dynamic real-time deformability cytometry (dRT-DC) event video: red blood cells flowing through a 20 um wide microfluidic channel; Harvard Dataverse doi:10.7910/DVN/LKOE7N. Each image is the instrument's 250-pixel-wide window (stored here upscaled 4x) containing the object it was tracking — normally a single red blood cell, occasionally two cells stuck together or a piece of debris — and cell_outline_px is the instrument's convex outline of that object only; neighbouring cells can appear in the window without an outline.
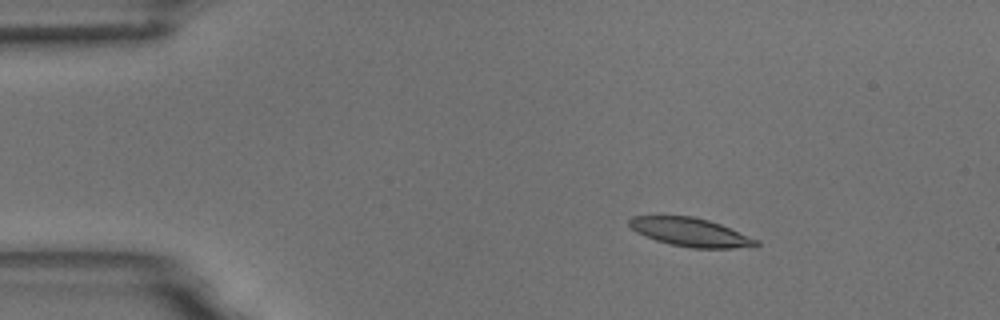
{"species": "common noctule bat (a hibernating species)", "species_latin": "Nyctalus noctula", "temperature_condition": "room temperature", "stored_images_in_passage": 4, "camera_frame_rate_fps": 3000, "um_per_image_px": 0.085, "animal": {"sex": "male", "body_mass_g": 18.8}, "frame": {"image": 1, "passage_image": 3, "time_ms": 2.0, "image_size_px": [1000, 320], "cell_outline_px": [[760, 244], [756, 248], [692, 248], [672, 244], [656, 240], [644, 236], [636, 232], [628, 224], [628, 220], [632, 216], [692, 216], [708, 220], [720, 224], [760, 240]], "centroid_in_image_um": [58.75, 19.75], "position_along_channel_um": 26.3, "area_um2": 21.21}}